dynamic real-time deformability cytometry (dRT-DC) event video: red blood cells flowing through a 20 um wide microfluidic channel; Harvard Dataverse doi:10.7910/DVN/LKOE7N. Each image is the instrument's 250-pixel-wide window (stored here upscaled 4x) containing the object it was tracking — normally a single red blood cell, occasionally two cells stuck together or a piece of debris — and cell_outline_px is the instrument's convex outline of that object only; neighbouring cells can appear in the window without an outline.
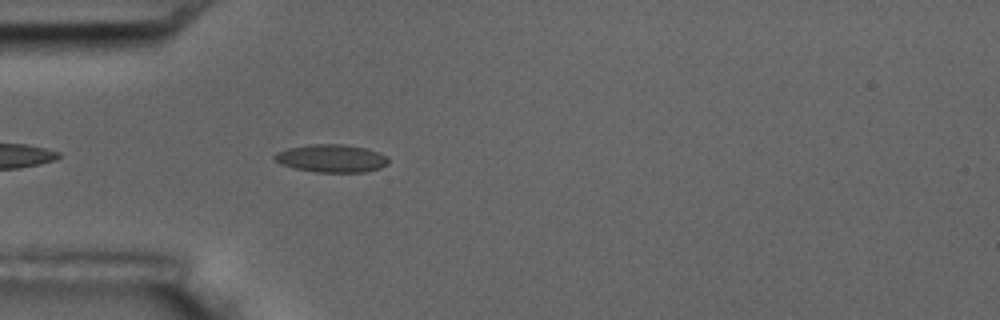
{"species": "common noctule bat (a hibernating species)", "species_latin": "Nyctalus noctula", "temperature_condition": "room temperature", "stored_images_in_passage": 4, "camera_frame_rate_fps": 3000, "um_per_image_px": 0.085, "animal": {"sex": "male", "body_mass_g": 17.5, "forearm_length_mm": 52.3}, "frame": {"image": 1, "passage_image": 4, "time_ms": 3.667, "image_size_px": [1000, 320], "cell_outline_px": [[388, 164], [380, 168], [364, 172], [316, 172], [296, 168], [284, 164], [276, 160], [272, 156], [276, 152], [288, 148], [312, 144], [344, 144], [368, 148], [388, 156]], "centroid_in_image_um": [28.22, 13.45], "position_along_channel_um": 56.8, "area_um2": 18.44}}